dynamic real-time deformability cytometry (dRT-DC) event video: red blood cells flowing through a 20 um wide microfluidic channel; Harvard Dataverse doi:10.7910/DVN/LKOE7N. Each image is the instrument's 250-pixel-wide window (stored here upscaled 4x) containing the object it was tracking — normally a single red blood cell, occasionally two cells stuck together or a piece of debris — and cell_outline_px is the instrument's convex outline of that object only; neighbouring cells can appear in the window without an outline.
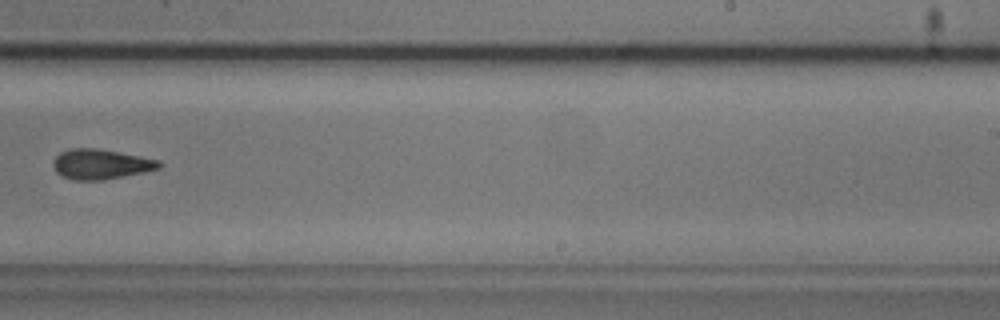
{"species": "common noctule bat (a hibernating species)", "species_latin": "Nyctalus noctula", "temperature_condition": "cold", "stored_images_in_passage": 10, "camera_frame_rate_fps": 3000, "um_per_image_px": 0.085, "animal": {"sex": "male", "body_mass_g": 20.5, "forearm_length_mm": 52.5}, "frame": {"image": 1, "passage_image": 9, "time_ms": 10.333, "image_size_px": [1000, 320], "cell_outline_px": [[164, 164], [160, 168], [144, 172], [104, 180], [72, 180], [56, 172], [52, 164], [52, 160], [60, 152], [68, 148], [100, 148], [160, 160]], "centroid_in_image_um": [8.57, 13.94], "position_along_channel_um": 280.4, "area_um2": 18.79}}